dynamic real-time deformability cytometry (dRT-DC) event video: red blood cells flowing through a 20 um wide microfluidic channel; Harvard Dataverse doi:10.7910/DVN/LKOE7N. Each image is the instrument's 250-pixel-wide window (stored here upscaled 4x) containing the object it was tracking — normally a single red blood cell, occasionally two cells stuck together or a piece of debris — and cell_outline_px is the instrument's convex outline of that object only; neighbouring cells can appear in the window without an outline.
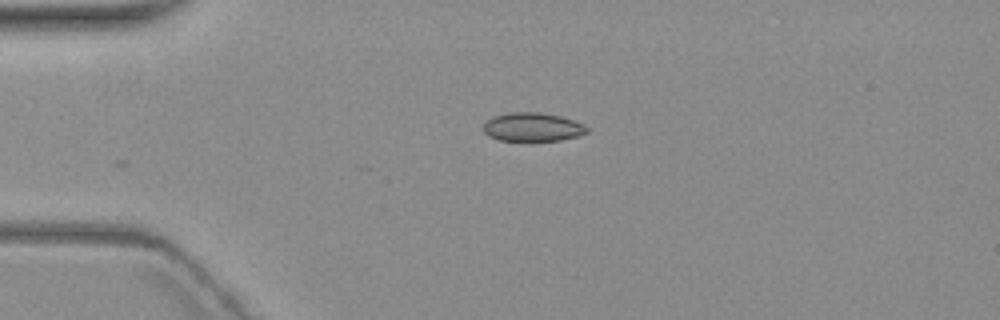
{"species": "common noctule bat (a hibernating species)", "species_latin": "Nyctalus noctula", "temperature_condition": "warm", "stored_images_in_passage": 2, "camera_frame_rate_fps": 3000, "um_per_image_px": 0.085, "animal": {"sex": "female", "body_mass_g": 19.3, "forearm_length_mm": 54.1}, "frame": {"image": 1, "passage_image": 1, "time_ms": 0.0, "image_size_px": [1000, 320], "cell_outline_px": [[588, 132], [576, 136], [560, 140], [528, 144], [524, 144], [500, 140], [488, 136], [484, 132], [484, 124], [492, 116], [508, 112], [540, 112], [560, 116], [584, 124], [588, 128]], "centroid_in_image_um": [45.23, 10.85], "position_along_channel_um": 39.8, "area_um2": 18.09}}